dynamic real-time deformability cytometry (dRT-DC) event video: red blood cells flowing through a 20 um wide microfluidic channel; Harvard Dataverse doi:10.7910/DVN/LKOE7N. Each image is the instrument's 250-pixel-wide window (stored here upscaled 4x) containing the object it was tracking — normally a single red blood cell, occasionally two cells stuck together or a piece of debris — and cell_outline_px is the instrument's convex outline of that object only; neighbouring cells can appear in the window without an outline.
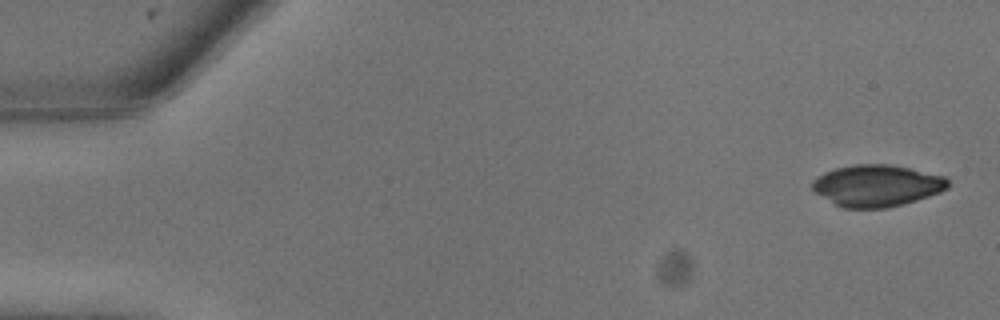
{"species": "common noctule bat (a hibernating species)", "species_latin": "Nyctalus noctula", "temperature_condition": "warm", "stored_images_in_passage": 9, "camera_frame_rate_fps": 3000, "um_per_image_px": 0.085, "animal": {"sex": "male", "body_mass_g": 13.3}, "frame": {"image": 1, "passage_image": 1, "time_ms": 0.0, "image_size_px": [1000, 320], "cell_outline_px": [[948, 188], [940, 192], [904, 204], [884, 208], [844, 208], [836, 204], [816, 192], [812, 188], [812, 180], [824, 172], [836, 168], [852, 164], [888, 164], [908, 168], [944, 176], [948, 180]], "centroid_in_image_um": [74.53, 15.77], "position_along_channel_um": 10.5, "area_um2": 32.66}}
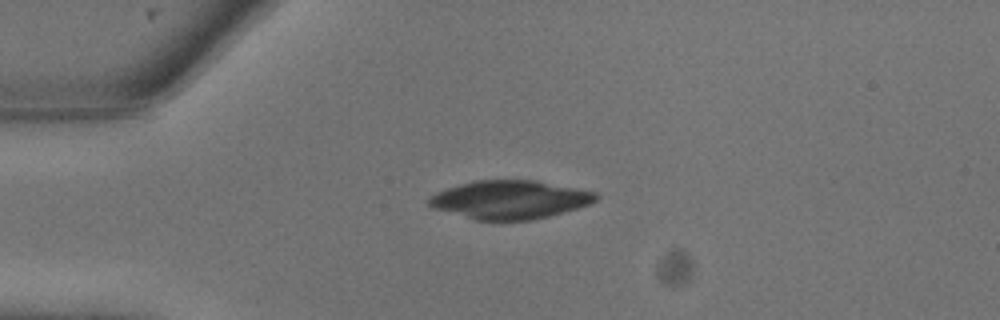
{"frame": {"image": 2, "passage_image": 6, "time_ms": 1.667, "image_size_px": [1000, 320], "cell_outline_px": [[600, 196], [596, 200], [588, 204], [576, 208], [548, 216], [532, 220], [476, 220], [436, 208], [428, 204], [428, 200], [432, 196], [448, 188], [472, 180], [536, 180], [596, 192]], "centroid_in_image_um": [43.38, 16.96], "position_along_channel_um": 41.6, "area_um2": 36.82}}